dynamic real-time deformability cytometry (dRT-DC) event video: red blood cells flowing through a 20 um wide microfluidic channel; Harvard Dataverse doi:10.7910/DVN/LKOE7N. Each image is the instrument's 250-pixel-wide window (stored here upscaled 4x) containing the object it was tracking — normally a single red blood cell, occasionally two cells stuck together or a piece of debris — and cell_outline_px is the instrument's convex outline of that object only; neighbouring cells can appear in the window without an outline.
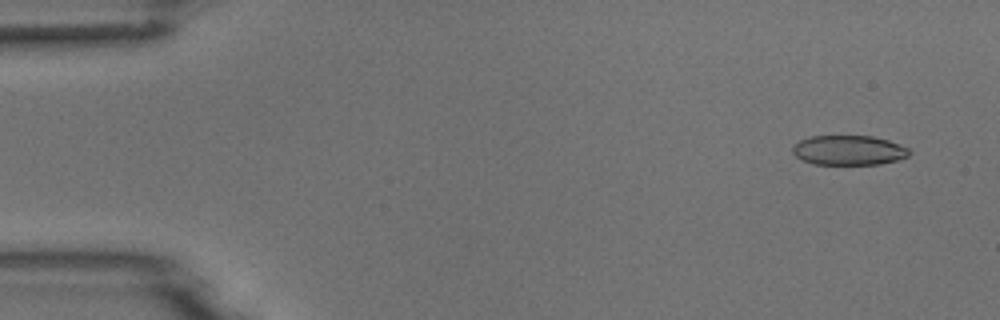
{"species": "common noctule bat (a hibernating species)", "species_latin": "Nyctalus noctula", "temperature_condition": "room temperature", "stored_images_in_passage": 5, "camera_frame_rate_fps": 3000, "um_per_image_px": 0.085, "animal": {"sex": "male", "body_mass_g": 18.8}, "frame": {"image": 1, "passage_image": 1, "time_ms": 0.0, "image_size_px": [1000, 320], "cell_outline_px": [[912, 152], [908, 156], [896, 160], [880, 164], [812, 164], [796, 156], [792, 152], [792, 148], [800, 140], [808, 136], [872, 136], [888, 140], [908, 148]], "centroid_in_image_um": [72.14, 12.77], "position_along_channel_um": 12.9, "area_um2": 20.11}}
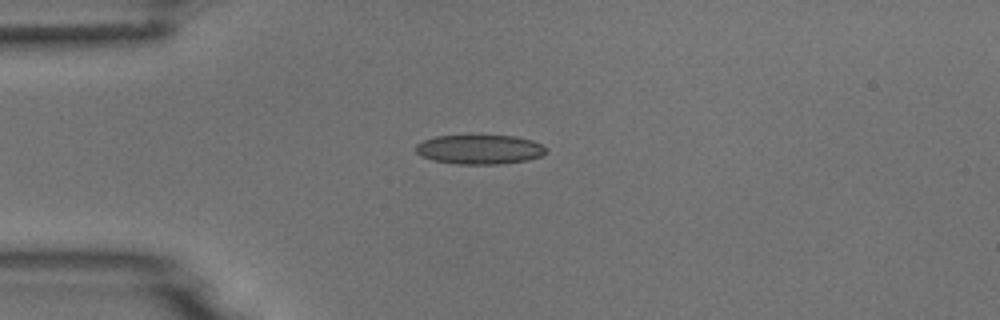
{"frame": {"image": 2, "passage_image": 4, "time_ms": 3.333, "image_size_px": [1000, 320], "cell_outline_px": [[548, 152], [540, 156], [528, 160], [500, 164], [456, 164], [432, 160], [420, 156], [416, 152], [416, 144], [424, 140], [436, 136], [516, 136], [532, 140], [548, 148]], "centroid_in_image_um": [40.78, 12.71], "position_along_channel_um": 44.2, "area_um2": 22.37}}
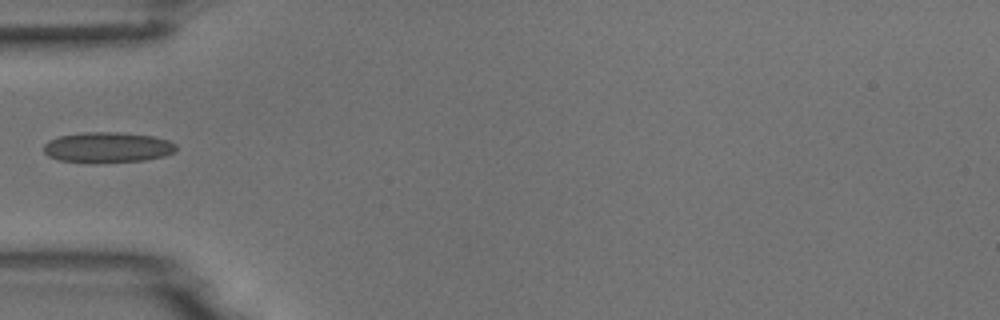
{"frame": {"image": 3, "passage_image": 5, "time_ms": 4.667, "image_size_px": [1000, 320], "cell_outline_px": [[176, 152], [164, 156], [144, 160], [96, 164], [92, 164], [60, 160], [48, 156], [44, 152], [44, 144], [48, 140], [60, 136], [84, 132], [120, 132], [152, 136], [168, 140], [176, 144]], "centroid_in_image_um": [9.13, 12.54], "position_along_channel_um": 75.9, "area_um2": 23.93}}